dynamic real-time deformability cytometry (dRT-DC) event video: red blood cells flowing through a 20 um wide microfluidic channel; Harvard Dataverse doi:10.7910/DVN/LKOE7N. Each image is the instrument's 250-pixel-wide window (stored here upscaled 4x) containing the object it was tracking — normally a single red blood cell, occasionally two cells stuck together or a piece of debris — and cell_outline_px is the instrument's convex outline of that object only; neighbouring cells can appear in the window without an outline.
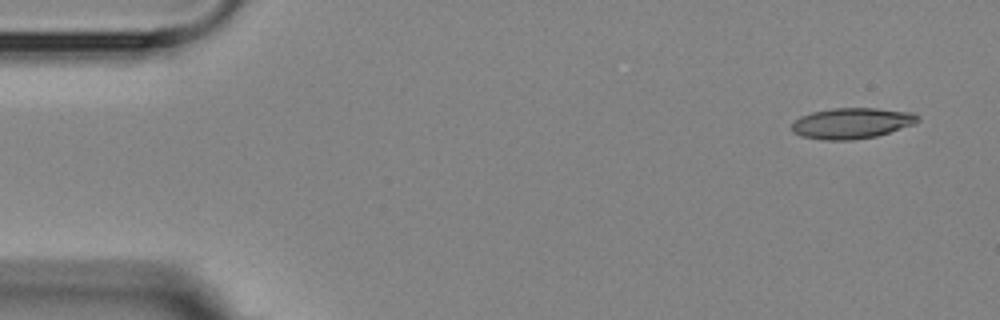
{"species": "Egyptian fruit bat (a non-hibernating species)", "species_latin": "Rousettus aegyptiacus", "temperature_condition": "room temperature", "stored_images_in_passage": 5, "camera_frame_rate_fps": 3000, "um_per_image_px": 0.085, "animal": {"sex": "female"}, "frame": {"image": 1, "passage_image": 1, "time_ms": 0.0, "image_size_px": [1000, 320], "cell_outline_px": [[920, 120], [916, 124], [876, 136], [852, 140], [824, 140], [800, 136], [792, 132], [792, 124], [800, 116], [812, 112], [832, 108], [876, 108], [912, 112], [920, 116]], "centroid_in_image_um": [72.42, 10.47], "position_along_channel_um": 12.6, "area_um2": 22.77}}
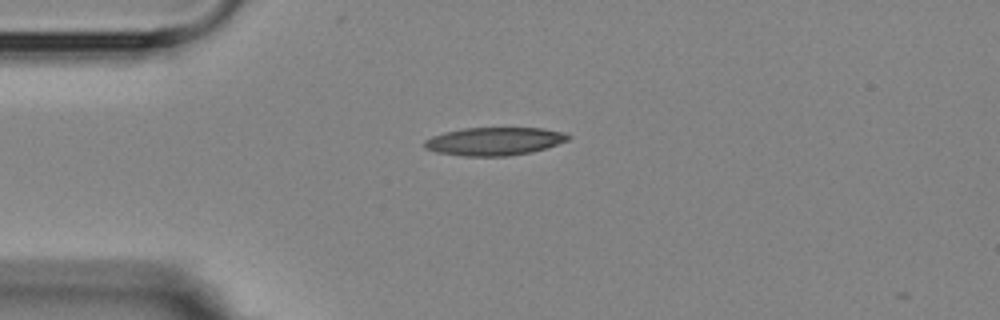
{"frame": {"image": 2, "passage_image": 4, "time_ms": 3.333, "image_size_px": [1000, 320], "cell_outline_px": [[572, 136], [568, 140], [532, 152], [508, 156], [460, 156], [436, 152], [424, 148], [424, 140], [432, 136], [444, 132], [464, 128], [540, 128], [564, 132]], "centroid_in_image_um": [41.99, 12.01], "position_along_channel_um": 43.0, "area_um2": 23.52}}